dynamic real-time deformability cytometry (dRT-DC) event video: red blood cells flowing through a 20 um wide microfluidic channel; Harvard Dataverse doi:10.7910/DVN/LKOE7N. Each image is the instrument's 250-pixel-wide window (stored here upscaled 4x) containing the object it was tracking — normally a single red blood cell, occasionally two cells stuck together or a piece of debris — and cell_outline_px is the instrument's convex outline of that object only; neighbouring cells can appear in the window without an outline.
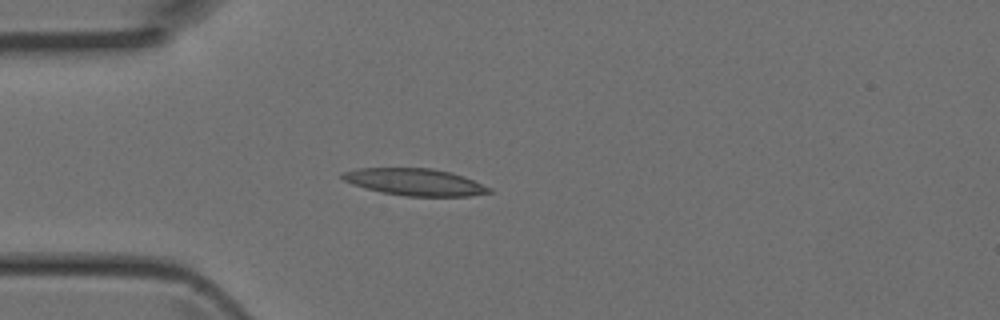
{"species": "Egyptian fruit bat (a non-hibernating species)", "species_latin": "Rousettus aegyptiacus", "temperature_condition": "room temperature", "stored_images_in_passage": 3, "camera_frame_rate_fps": 3000, "um_per_image_px": 0.085, "animal": {"sex": "female"}, "frame": {"image": 1, "passage_image": 3, "time_ms": 0.667, "image_size_px": [1000, 320], "cell_outline_px": [[492, 192], [468, 196], [404, 196], [380, 192], [352, 184], [344, 180], [340, 176], [344, 172], [356, 168], [432, 168], [452, 172], [464, 176], [492, 188]], "centroid_in_image_um": [35.28, 15.47], "position_along_channel_um": 49.7, "area_um2": 23.12}}